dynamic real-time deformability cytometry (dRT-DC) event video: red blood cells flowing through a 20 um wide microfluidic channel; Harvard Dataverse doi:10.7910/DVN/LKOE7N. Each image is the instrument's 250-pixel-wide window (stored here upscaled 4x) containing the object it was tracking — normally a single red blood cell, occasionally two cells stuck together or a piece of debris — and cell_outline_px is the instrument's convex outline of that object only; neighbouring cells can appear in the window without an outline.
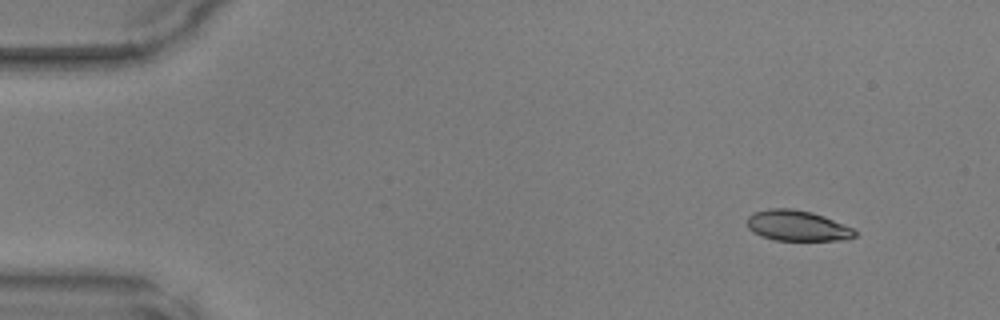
{"species": "common noctule bat (a hibernating species)", "species_latin": "Nyctalus noctula", "temperature_condition": "warm", "stored_images_in_passage": 44, "camera_frame_rate_fps": 3000, "um_per_image_px": 0.085, "animal": {"sex": "male", "body_mass_g": 17.9, "forearm_length_mm": 54.2}, "frame": {"image": 1, "passage_image": 1, "time_ms": 0.0, "image_size_px": [1000, 320], "cell_outline_px": [[856, 236], [848, 240], [776, 240], [760, 236], [752, 232], [748, 228], [748, 216], [752, 212], [768, 208], [792, 208], [812, 212], [824, 216], [856, 228]], "centroid_in_image_um": [67.79, 19.18], "position_along_channel_um": 17.2, "area_um2": 19.54}}
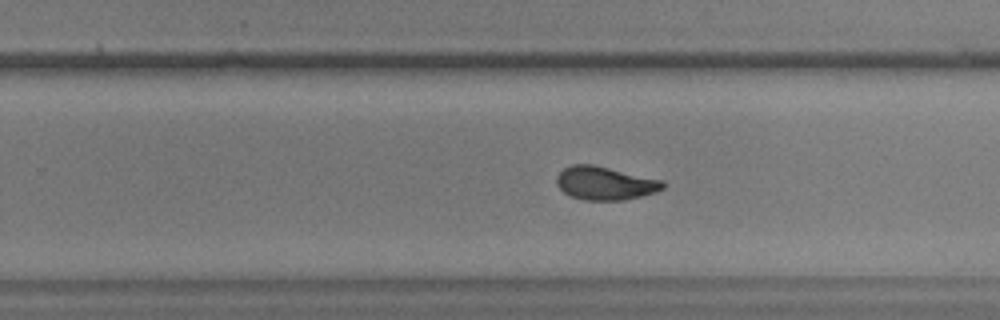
{"frame": {"image": 2, "passage_image": 27, "time_ms": 8.667, "image_size_px": [1000, 320], "cell_outline_px": [[664, 188], [656, 192], [624, 200], [584, 200], [572, 196], [564, 192], [556, 184], [556, 176], [564, 168], [572, 164], [592, 164], [664, 180]], "centroid_in_image_um": [51.43, 15.57], "position_along_channel_um": 278.4, "area_um2": 20.63}}
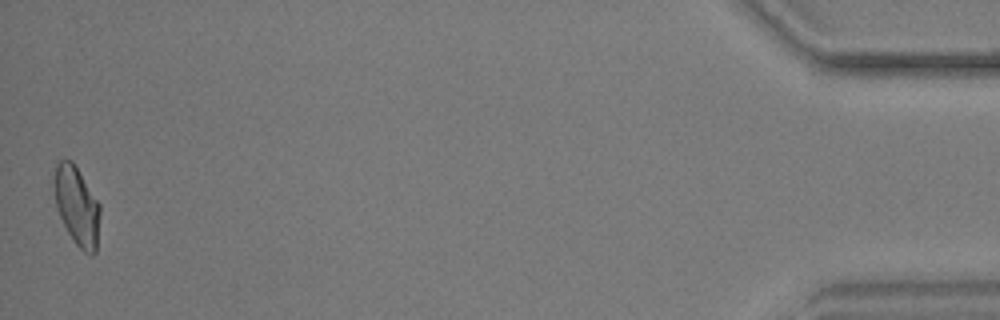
{"frame": {"image": 3, "passage_image": 44, "time_ms": 14.333, "image_size_px": [1000, 320], "cell_outline_px": [[100, 216], [96, 252], [92, 256], [84, 252], [72, 240], [56, 208], [56, 164], [60, 160], [72, 160], [100, 204]], "centroid_in_image_um": [6.58, 17.56], "position_along_channel_um": 428.6, "area_um2": 20.63}}